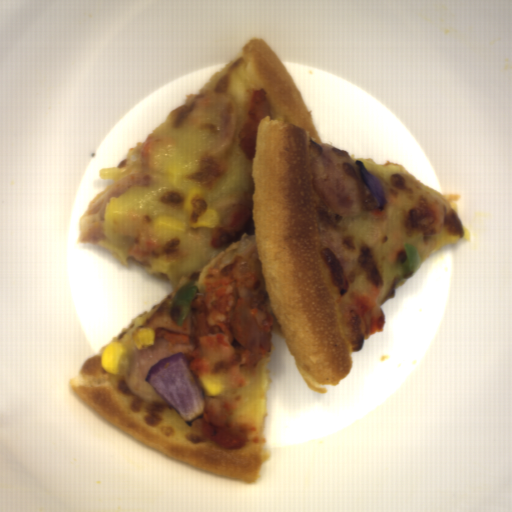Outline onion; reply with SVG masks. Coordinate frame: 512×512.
I'll use <instances>...</instances> for the list:
<instances>
[{
	"mask_svg": "<svg viewBox=\"0 0 512 512\" xmlns=\"http://www.w3.org/2000/svg\"><path fill=\"white\" fill-rule=\"evenodd\" d=\"M143 379L183 421L189 423L202 415L205 396L182 350L152 364Z\"/></svg>",
	"mask_w": 512,
	"mask_h": 512,
	"instance_id": "1",
	"label": "onion"
},
{
	"mask_svg": "<svg viewBox=\"0 0 512 512\" xmlns=\"http://www.w3.org/2000/svg\"><path fill=\"white\" fill-rule=\"evenodd\" d=\"M354 162L358 166V170H359L363 184L370 189L377 204L379 205L381 211L383 212L385 205H386L387 198H386V194L384 191L382 181L379 180L376 176H374L372 173H370L366 169V167L361 159L356 158Z\"/></svg>",
	"mask_w": 512,
	"mask_h": 512,
	"instance_id": "2",
	"label": "onion"
}]
</instances>
